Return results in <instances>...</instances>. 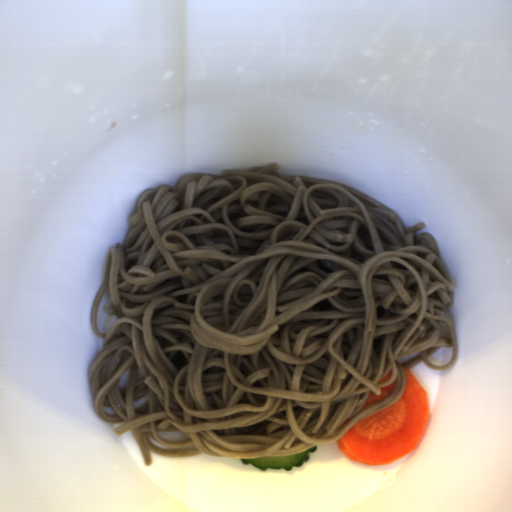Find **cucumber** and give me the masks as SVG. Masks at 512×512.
<instances>
[{
  "label": "cucumber",
  "mask_w": 512,
  "mask_h": 512,
  "mask_svg": "<svg viewBox=\"0 0 512 512\" xmlns=\"http://www.w3.org/2000/svg\"><path fill=\"white\" fill-rule=\"evenodd\" d=\"M318 445H313L305 450L294 454L258 457V458H239L243 465H252L259 471H266L267 469H278L282 468L292 471V468L303 466L308 460H310L311 453L317 452Z\"/></svg>",
  "instance_id": "1"
}]
</instances>
